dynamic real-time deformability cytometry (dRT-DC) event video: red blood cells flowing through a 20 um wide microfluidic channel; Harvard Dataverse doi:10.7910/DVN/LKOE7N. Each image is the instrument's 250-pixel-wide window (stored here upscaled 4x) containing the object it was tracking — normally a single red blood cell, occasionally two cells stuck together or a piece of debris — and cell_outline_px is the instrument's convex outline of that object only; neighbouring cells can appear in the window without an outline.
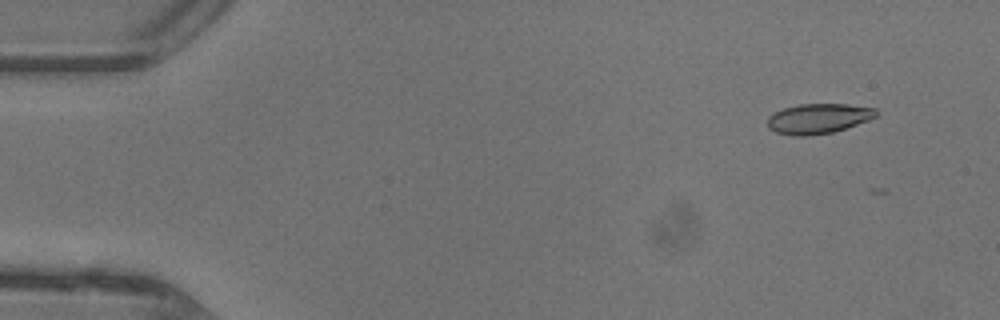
{"species": "common noctule bat (a hibernating species)", "species_latin": "Nyctalus noctula", "temperature_condition": "warm", "stored_images_in_passage": 13, "camera_frame_rate_fps": 3000, "um_per_image_px": 0.085, "animal": {"sex": "female"}, "frame": {"image": 1, "passage_image": 4, "time_ms": 1.0, "image_size_px": [1000, 320], "cell_outline_px": [[876, 116], [868, 120], [832, 132], [804, 136], [796, 136], [776, 132], [768, 128], [768, 116], [772, 112], [784, 108], [800, 104], [848, 104], [876, 108]], "centroid_in_image_um": [69.52, 10.07], "position_along_channel_um": 15.5, "area_um2": 18.84}}